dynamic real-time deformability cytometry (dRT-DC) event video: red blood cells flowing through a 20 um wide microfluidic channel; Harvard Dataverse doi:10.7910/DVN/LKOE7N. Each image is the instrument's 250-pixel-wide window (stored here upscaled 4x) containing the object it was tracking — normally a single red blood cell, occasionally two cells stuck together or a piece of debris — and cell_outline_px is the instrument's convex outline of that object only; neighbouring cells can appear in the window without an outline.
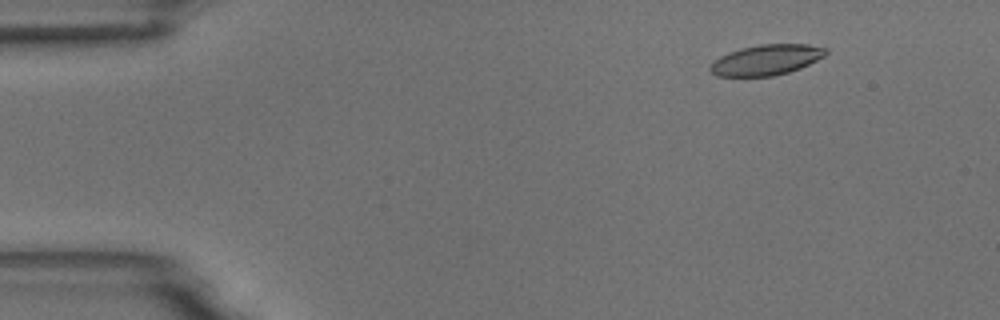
{"species": "common noctule bat (a hibernating species)", "species_latin": "Nyctalus noctula", "temperature_condition": "room temperature", "stored_images_in_passage": 55, "camera_frame_rate_fps": 3000, "um_per_image_px": 0.085, "animal": {"sex": "male", "body_mass_g": 18.8}, "frame": {"image": 1, "passage_image": 7, "time_ms": 2.0, "image_size_px": [1000, 320], "cell_outline_px": [[828, 52], [824, 56], [800, 68], [788, 72], [772, 76], [716, 76], [708, 68], [720, 56], [728, 52], [740, 48], [760, 44], [808, 44], [828, 48]], "centroid_in_image_um": [65.15, 5.08], "position_along_channel_um": 19.9, "area_um2": 20.46}}
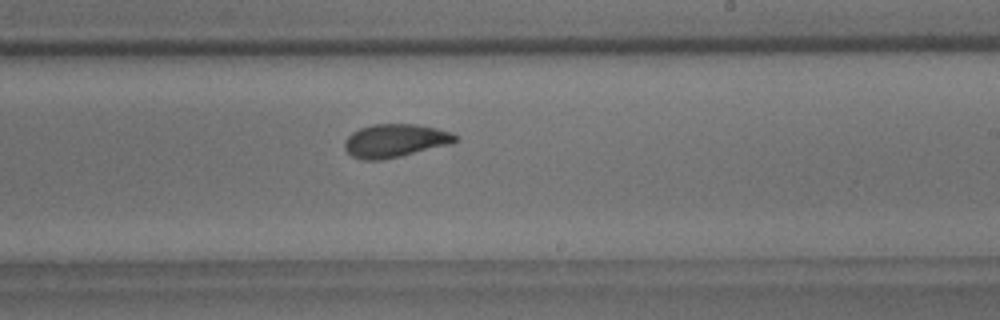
{"frame": {"image": 2, "passage_image": 33, "time_ms": 10.667, "image_size_px": [1000, 320], "cell_outline_px": [[460, 140], [452, 144], [400, 156], [380, 160], [360, 160], [352, 156], [344, 148], [344, 140], [352, 132], [360, 128], [372, 124], [416, 124], [436, 128], [452, 132], [460, 136]], "centroid_in_image_um": [33.62, 11.95], "position_along_channel_um": 255.4, "area_um2": 21.73}}
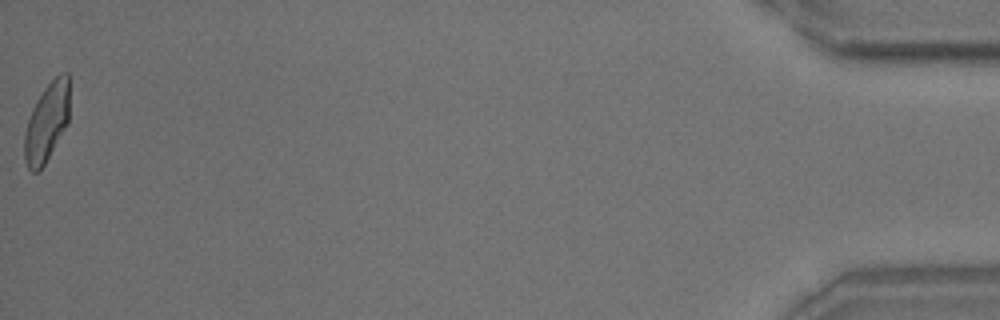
{"frame": {"image": 3, "passage_image": 55, "time_ms": 18.0, "image_size_px": [1000, 320], "cell_outline_px": [[68, 124], [40, 172], [32, 172], [28, 168], [24, 160], [24, 132], [32, 108], [36, 100], [44, 88], [60, 72], [68, 72]], "centroid_in_image_um": [3.96, 10.43], "position_along_channel_um": 431.2, "area_um2": 20.75}, "authors_computed_cell_mechanics": {"area_um2": 21.386, "velocity_mm_per_s": 3.7214, "shape_relaxation_time_tau1_ms": 5.0916, "shape_relaxation_time_tau2_ms": 2.1345, "deformation_change_tau1": 0.1578, "deformation_change_tau2": 0.0814}}